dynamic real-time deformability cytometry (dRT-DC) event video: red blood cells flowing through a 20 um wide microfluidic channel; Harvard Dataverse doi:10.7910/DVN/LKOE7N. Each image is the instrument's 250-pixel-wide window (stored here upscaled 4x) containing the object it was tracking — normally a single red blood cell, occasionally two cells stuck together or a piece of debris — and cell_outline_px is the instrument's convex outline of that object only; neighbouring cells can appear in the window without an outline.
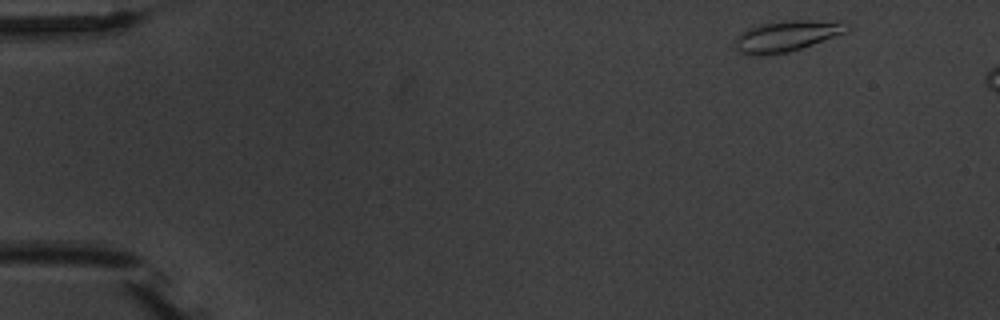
{"species": "common noctule bat (a hibernating species)", "species_latin": "Nyctalus noctula", "temperature_condition": "warm", "stored_images_in_passage": 3, "segment_of_instrument_passage": [1, 2], "camera_frame_rate_fps": 3000, "um_per_image_px": 0.085, "animal": {"sex": "male", "body_mass_g": 20.1, "forearm_length_mm": 53.5}, "frame": {"image": 1, "passage_image": 1, "time_ms": 0.0, "image_size_px": [1000, 320], "cell_outline_px": [[856, 24], [848, 32], [788, 52], [756, 56], [740, 52], [736, 48], [736, 36], [752, 28], [764, 24], [788, 20], [840, 20]], "centroid_in_image_um": [67.04, 3.03], "position_along_channel_um": 18.0, "area_um2": 20.17}}